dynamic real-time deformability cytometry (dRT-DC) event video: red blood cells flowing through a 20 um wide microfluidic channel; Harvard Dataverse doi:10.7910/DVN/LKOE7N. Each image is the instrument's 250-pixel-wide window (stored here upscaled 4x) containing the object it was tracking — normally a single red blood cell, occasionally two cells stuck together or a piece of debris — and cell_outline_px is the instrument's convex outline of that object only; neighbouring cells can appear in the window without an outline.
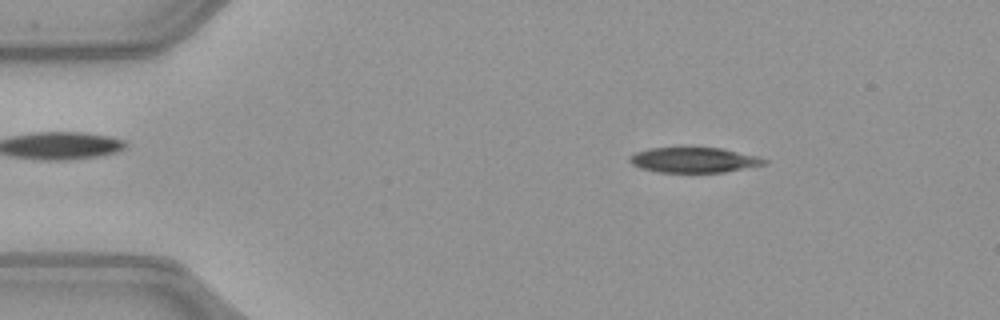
{"species": "common noctule bat (a hibernating species)", "species_latin": "Nyctalus noctula", "temperature_condition": "warm", "stored_images_in_passage": 44, "camera_frame_rate_fps": 3000, "um_per_image_px": 0.085, "animal": {"sex": "female", "body_mass_g": 21.9}, "frame": {"image": 1, "passage_image": 1, "time_ms": 0.0, "image_size_px": [1000, 320], "cell_outline_px": [[768, 164], [724, 172], [660, 172], [640, 168], [632, 164], [628, 160], [628, 156], [636, 152], [648, 148], [720, 148], [756, 156], [768, 160]], "centroid_in_image_um": [58.96, 13.6], "position_along_channel_um": 26.0, "area_um2": 19.65}}
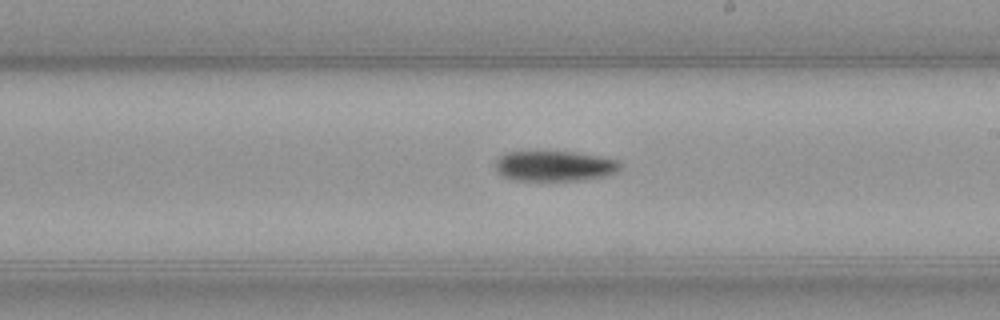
{"frame": {"image": 2, "passage_image": 22, "time_ms": 7.0, "image_size_px": [1000, 320], "cell_outline_px": [[620, 168], [616, 172], [604, 176], [576, 180], [512, 180], [500, 176], [496, 172], [492, 164], [504, 152], [576, 152], [620, 160]], "centroid_in_image_um": [47.06, 14.11], "position_along_channel_um": 241.9, "area_um2": 22.2}}
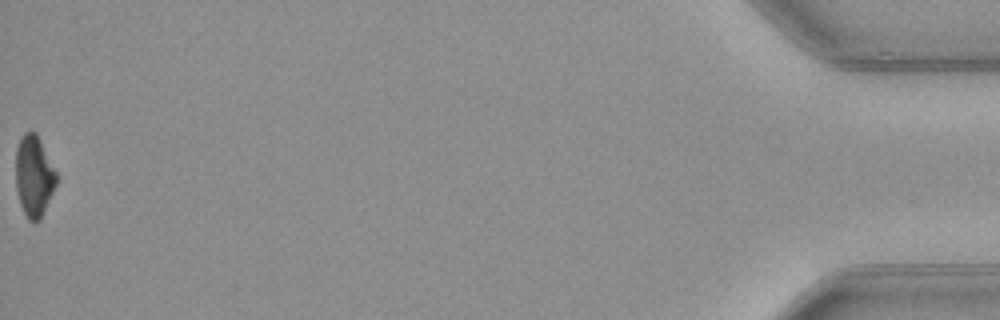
{"frame": {"image": 3, "passage_image": 44, "time_ms": 14.333, "image_size_px": [1000, 320], "cell_outline_px": [[60, 180], [40, 220], [36, 224], [28, 220], [20, 204], [16, 188], [16, 148], [20, 136], [24, 132], [36, 132], [60, 176]], "centroid_in_image_um": [2.93, 14.98], "position_along_channel_um": 432.3, "area_um2": 19.94}, "authors_computed_cell_mechanics": {"area_um2": 21.8195, "velocity_mm_per_s": 4.0404, "shape_relaxation_time_tau1_ms": 3.9798, "shape_relaxation_time_tau2_ms": null, "deformation_change_tau1": 0.1605, "deformation_change_tau2": null}}